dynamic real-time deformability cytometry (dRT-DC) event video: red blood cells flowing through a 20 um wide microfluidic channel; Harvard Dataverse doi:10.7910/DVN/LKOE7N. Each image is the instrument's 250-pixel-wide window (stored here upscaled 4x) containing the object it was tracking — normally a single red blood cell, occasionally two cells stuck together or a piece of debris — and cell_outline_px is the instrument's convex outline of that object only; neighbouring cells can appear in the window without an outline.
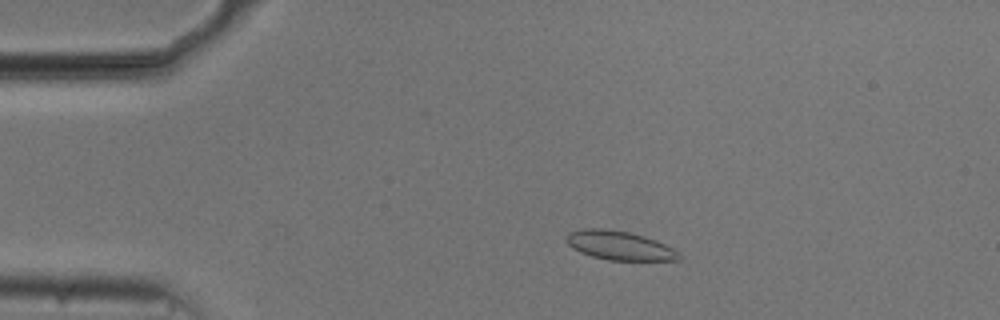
{"species": "common noctule bat (a hibernating species)", "species_latin": "Nyctalus noctula", "temperature_condition": "cold", "stored_images_in_passage": 53, "camera_frame_rate_fps": 3000, "um_per_image_px": 0.085, "animal": {"sex": "male", "body_mass_g": 20.5, "forearm_length_mm": 52.5}, "frame": {"image": 1, "passage_image": 10, "time_ms": 3.0, "image_size_px": [1000, 320], "cell_outline_px": [[680, 260], [608, 260], [592, 256], [580, 252], [572, 248], [564, 240], [564, 236], [568, 232], [580, 228], [604, 228], [628, 232], [644, 236], [656, 240], [680, 252]], "centroid_in_image_um": [52.6, 20.85], "position_along_channel_um": 32.4, "area_um2": 19.19}}
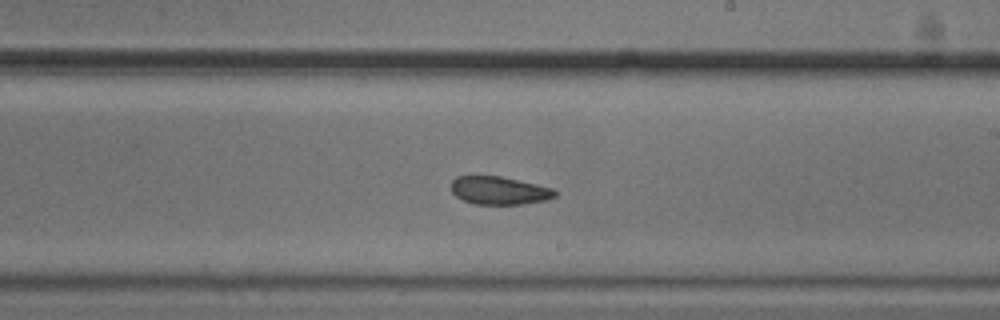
{"frame": {"image": 2, "passage_image": 31, "time_ms": 10.0, "image_size_px": [1000, 320], "cell_outline_px": [[560, 192], [556, 196], [548, 200], [524, 204], [476, 204], [464, 200], [456, 196], [452, 192], [452, 180], [456, 176], [500, 176], [536, 184], [552, 188]], "centroid_in_image_um": [42.48, 16.2], "position_along_channel_um": 246.5, "area_um2": 16.99}}
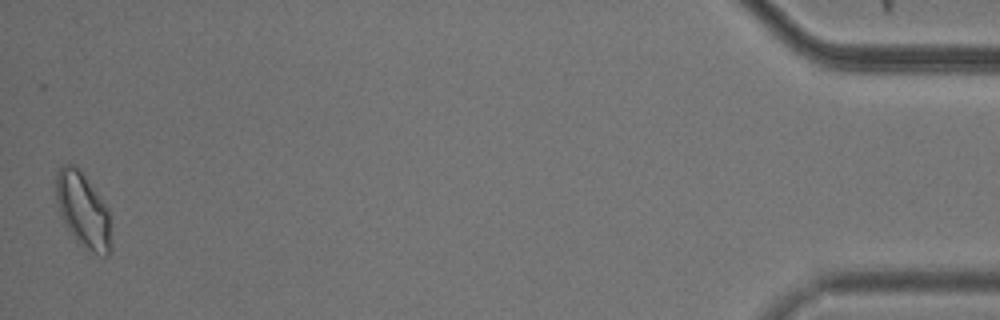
{"frame": {"image": 3, "passage_image": 53, "time_ms": 17.333, "image_size_px": [1000, 320], "cell_outline_px": [[112, 252], [108, 256], [104, 256], [92, 252], [80, 244], [72, 236], [64, 224], [60, 216], [56, 200], [56, 172], [64, 164], [76, 164], [84, 172], [108, 208], [112, 248]], "centroid_in_image_um": [7.07, 17.85], "position_along_channel_um": 428.1, "area_um2": 24.62}, "authors_computed_cell_mechanics": {"area_um2": 18.9006, "velocity_mm_per_s": 3.7186, "shape_relaxation_time_tau1_ms": null, "shape_relaxation_time_tau2_ms": 4.2833, "deformation_change_tau1": null, "deformation_change_tau2": 0.0827}}